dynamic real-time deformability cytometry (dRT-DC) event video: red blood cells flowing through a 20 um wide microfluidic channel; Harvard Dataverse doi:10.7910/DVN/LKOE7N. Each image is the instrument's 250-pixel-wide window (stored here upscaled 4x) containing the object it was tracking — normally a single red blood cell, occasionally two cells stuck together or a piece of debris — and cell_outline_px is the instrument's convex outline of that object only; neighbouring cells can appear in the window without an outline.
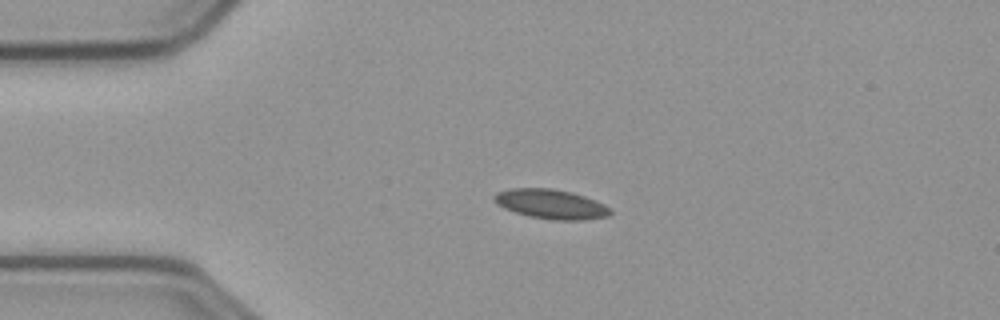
{"species": "common noctule bat (a hibernating species)", "species_latin": "Nyctalus noctula", "temperature_condition": "cold", "stored_images_in_passage": 50, "camera_frame_rate_fps": 3000, "um_per_image_px": 0.085, "animal": {"sex": "male", "body_mass_g": 23.1, "forearm_length_mm": 52.7}, "frame": {"image": 1, "passage_image": 12, "time_ms": 3.667, "image_size_px": [1000, 320], "cell_outline_px": [[612, 212], [608, 216], [588, 220], [552, 220], [528, 216], [504, 208], [496, 204], [492, 200], [492, 196], [496, 192], [512, 188], [552, 188], [572, 192], [596, 200], [612, 208]], "centroid_in_image_um": [46.84, 17.35], "position_along_channel_um": 38.2, "area_um2": 20.29}}
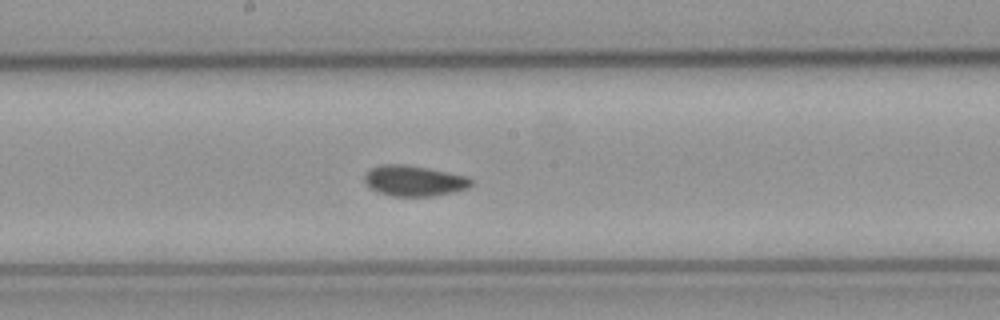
{"frame": {"image": 2, "passage_image": 29, "time_ms": 9.333, "image_size_px": [1000, 320], "cell_outline_px": [[472, 184], [468, 188], [452, 192], [432, 196], [392, 196], [376, 192], [364, 180], [364, 176], [372, 168], [380, 164], [400, 164], [428, 168], [464, 176], [472, 180]], "centroid_in_image_um": [35.17, 15.37], "position_along_channel_um": 213.0, "area_um2": 18.73}}
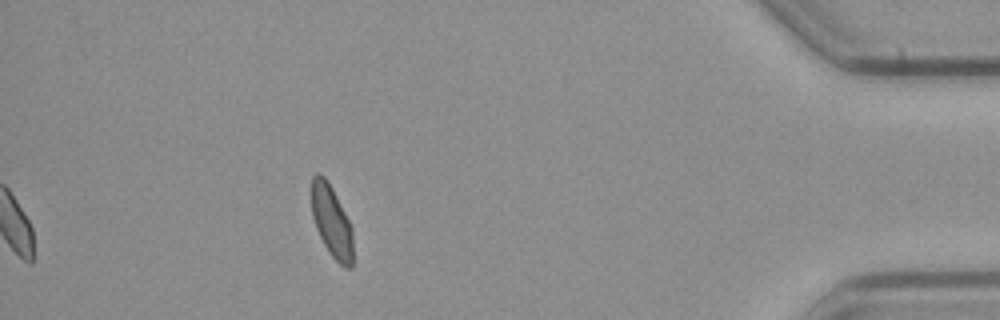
{"frame": {"image": 3, "passage_image": 50, "time_ms": 16.333, "image_size_px": [1000, 320], "cell_outline_px": [[352, 268], [344, 268], [328, 252], [316, 228], [312, 216], [312, 176], [316, 172], [320, 172], [328, 180], [352, 228]], "centroid_in_image_um": [28.17, 18.8], "position_along_channel_um": 407.0, "area_um2": 17.22}, "authors_computed_cell_mechanics": {"area_um2": 18.9295, "velocity_mm_per_s": 3.5904, "shape_relaxation_time_tau1_ms": null, "shape_relaxation_time_tau2_ms": 3.4046, "deformation_change_tau1": null, "deformation_change_tau2": 0.0457}}